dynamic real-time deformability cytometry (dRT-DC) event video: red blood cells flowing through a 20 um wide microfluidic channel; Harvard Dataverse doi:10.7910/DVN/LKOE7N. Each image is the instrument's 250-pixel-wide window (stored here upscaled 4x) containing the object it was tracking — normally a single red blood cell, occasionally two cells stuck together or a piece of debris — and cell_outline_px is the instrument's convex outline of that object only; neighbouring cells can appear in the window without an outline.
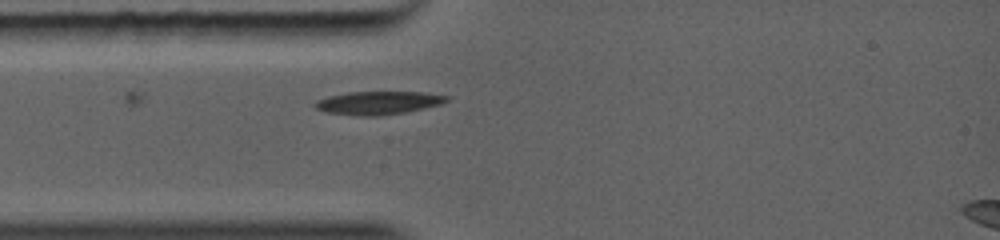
{"species": "common noctule bat (a hibernating species)", "species_latin": "Nyctalus noctula", "temperature_condition": "warm", "stored_images_in_passage": 5, "camera_frame_rate_fps": 5000, "um_per_image_px": 0.085, "animal": {"sex": "female", "body_mass_g": 19.0, "forearm_length_mm": 56.7}, "frame": {"image": 1, "passage_image": 5, "time_ms": 2.0, "image_size_px": [1000, 240], "cell_outline_px": [[452, 100], [444, 104], [404, 112], [328, 112], [316, 108], [312, 104], [316, 100], [328, 96], [348, 92], [424, 92], [452, 96]], "centroid_in_image_um": [32.31, 8.65], "position_along_channel_um": 52.7, "area_um2": 16.65}}